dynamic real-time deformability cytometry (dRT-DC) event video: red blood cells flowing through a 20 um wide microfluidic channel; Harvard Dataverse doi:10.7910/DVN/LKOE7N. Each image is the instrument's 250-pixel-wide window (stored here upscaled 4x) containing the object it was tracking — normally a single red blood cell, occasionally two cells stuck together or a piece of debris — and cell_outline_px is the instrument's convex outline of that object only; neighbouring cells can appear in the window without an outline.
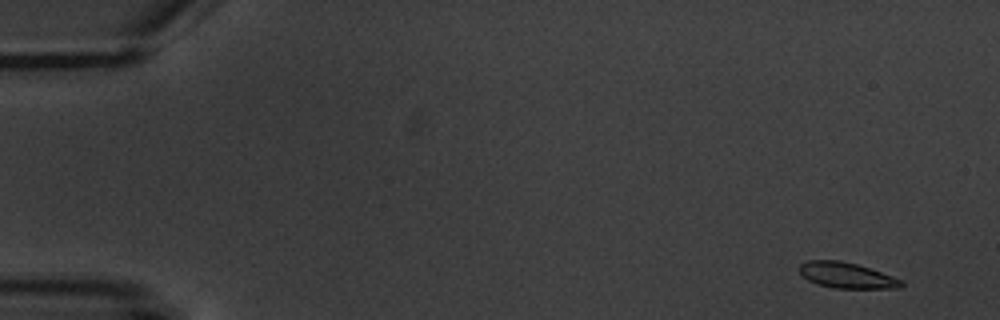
{"species": "common noctule bat (a hibernating species)", "species_latin": "Nyctalus noctula", "temperature_condition": "warm", "stored_images_in_passage": 5, "camera_frame_rate_fps": 3000, "um_per_image_px": 0.085, "animal": {"sex": "male", "body_mass_g": 20.1, "forearm_length_mm": 53.5}, "frame": {"image": 1, "passage_image": 1, "time_ms": 0.0, "image_size_px": [1000, 320], "cell_outline_px": [[904, 284], [900, 288], [836, 288], [820, 284], [808, 280], [800, 272], [800, 264], [808, 260], [840, 260], [856, 264], [904, 280]], "centroid_in_image_um": [71.99, 23.4], "position_along_channel_um": 13.0, "area_um2": 15.03}}
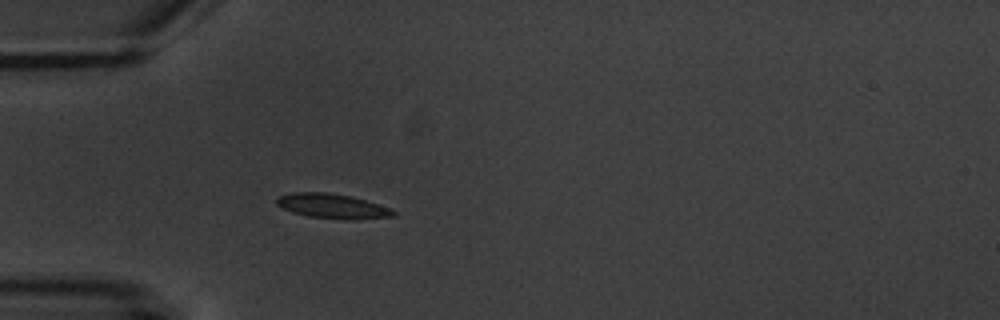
{"frame": {"image": 2, "passage_image": 5, "time_ms": 4.667, "image_size_px": [1000, 320], "cell_outline_px": [[396, 216], [356, 220], [344, 220], [308, 216], [292, 212], [276, 204], [276, 200], [280, 196], [292, 192], [328, 192], [352, 196], [392, 208], [396, 212]], "centroid_in_image_um": [28.31, 17.53], "position_along_channel_um": 56.7, "area_um2": 16.99}}